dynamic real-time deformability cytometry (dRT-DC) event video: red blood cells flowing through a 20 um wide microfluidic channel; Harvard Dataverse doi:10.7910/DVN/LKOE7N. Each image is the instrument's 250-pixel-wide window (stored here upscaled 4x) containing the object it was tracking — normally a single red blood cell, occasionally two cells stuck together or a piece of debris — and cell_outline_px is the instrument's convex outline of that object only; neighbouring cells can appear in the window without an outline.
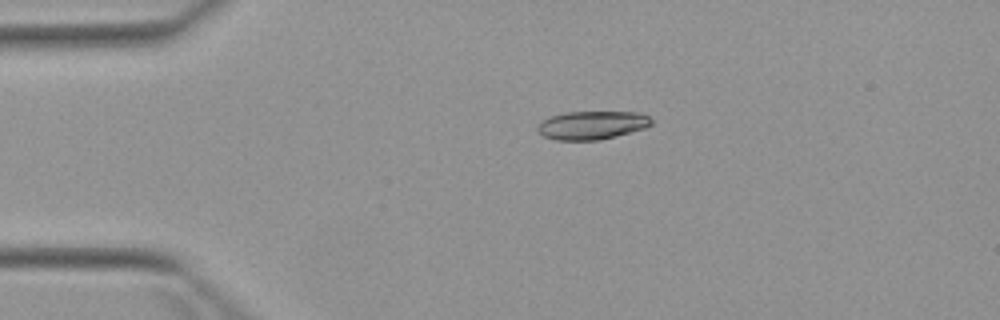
{"species": "Egyptian fruit bat (a non-hibernating species)", "species_latin": "Rousettus aegyptiacus", "temperature_condition": "warm", "stored_images_in_passage": 4, "camera_frame_rate_fps": 3000, "um_per_image_px": 0.085, "animal": {"sex": "female"}, "frame": {"image": 1, "passage_image": 3, "time_ms": 3.0, "image_size_px": [1000, 320], "cell_outline_px": [[652, 124], [644, 128], [616, 136], [600, 140], [556, 140], [544, 136], [536, 128], [540, 120], [564, 112], [636, 112], [648, 116], [652, 120]], "centroid_in_image_um": [50.29, 10.64], "position_along_channel_um": 34.7, "area_um2": 18.79}}